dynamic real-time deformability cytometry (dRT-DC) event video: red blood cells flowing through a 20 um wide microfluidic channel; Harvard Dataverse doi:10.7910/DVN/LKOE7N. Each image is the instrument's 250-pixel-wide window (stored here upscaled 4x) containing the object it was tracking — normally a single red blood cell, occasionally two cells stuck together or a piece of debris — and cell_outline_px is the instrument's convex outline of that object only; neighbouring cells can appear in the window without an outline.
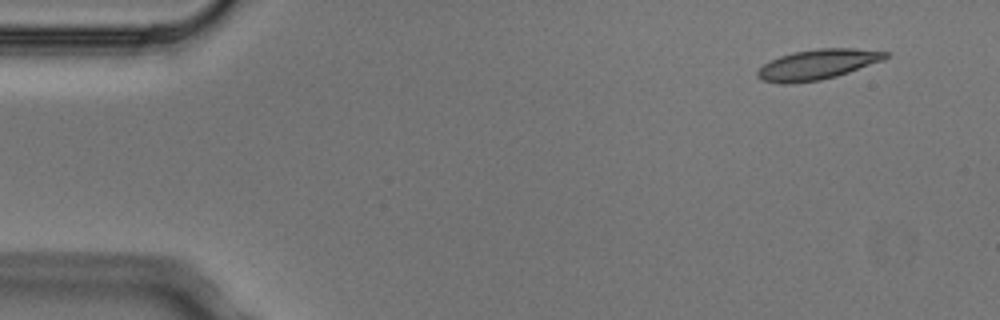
{"species": "Egyptian fruit bat (a non-hibernating species)", "species_latin": "Rousettus aegyptiacus", "temperature_condition": "cold", "stored_images_in_passage": 4, "camera_frame_rate_fps": 3000, "um_per_image_px": 0.085, "animal": {"sex": "male"}, "frame": {"image": 1, "passage_image": 1, "time_ms": 0.0, "image_size_px": [1000, 320], "cell_outline_px": [[888, 56], [884, 60], [836, 76], [820, 80], [784, 84], [780, 84], [760, 80], [756, 76], [756, 72], [764, 64], [780, 56], [792, 52], [820, 48], [852, 48], [888, 52]], "centroid_in_image_um": [69.45, 5.48], "position_along_channel_um": 15.5, "area_um2": 22.37}}
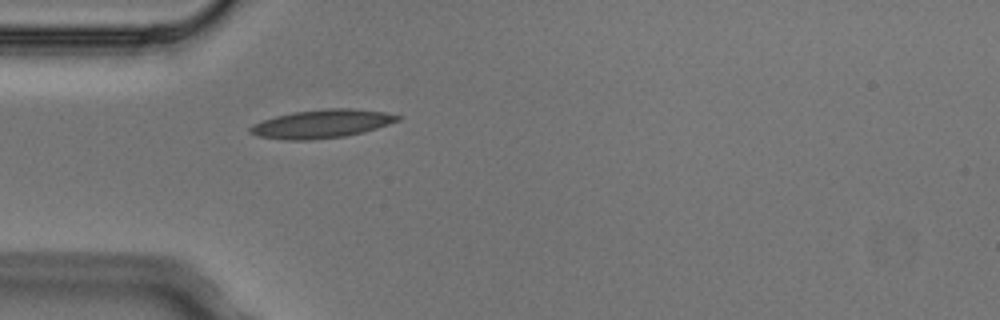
{"frame": {"image": 2, "passage_image": 4, "time_ms": 1.0, "image_size_px": [1000, 320], "cell_outline_px": [[404, 116], [400, 120], [364, 132], [344, 136], [308, 140], [288, 140], [256, 136], [248, 132], [248, 128], [252, 124], [276, 116], [292, 112], [324, 108], [352, 108], [384, 112]], "centroid_in_image_um": [27.34, 10.52], "position_along_channel_um": 57.7, "area_um2": 24.51}}